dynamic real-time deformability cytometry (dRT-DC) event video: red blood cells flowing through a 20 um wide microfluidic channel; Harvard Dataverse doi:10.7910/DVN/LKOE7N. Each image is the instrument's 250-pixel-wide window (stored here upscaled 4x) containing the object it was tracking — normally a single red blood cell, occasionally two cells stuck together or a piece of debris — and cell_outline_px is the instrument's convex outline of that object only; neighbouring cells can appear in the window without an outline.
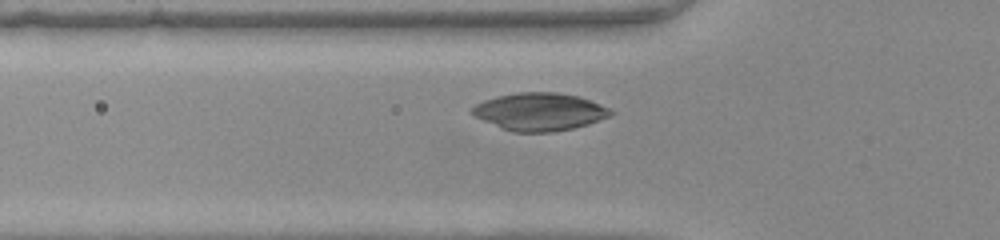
{"species": "common noctule bat (a hibernating species)", "species_latin": "Nyctalus noctula", "temperature_condition": "warm", "stored_images_in_passage": 36, "camera_frame_rate_fps": 3000, "um_per_image_px": 0.085, "animal": {"sex": "female", "body_mass_g": 22.0, "forearm_length_mm": 56.7}, "frame": {"image": 1, "passage_image": 7, "time_ms": 2.0, "image_size_px": [1000, 240], "cell_outline_px": [[616, 112], [612, 116], [588, 124], [572, 128], [552, 132], [516, 132], [504, 128], [472, 116], [468, 112], [468, 108], [484, 100], [496, 96], [516, 92], [556, 92], [580, 96], [600, 104]], "centroid_in_image_um": [45.85, 9.48], "position_along_channel_um": 79.9, "area_um2": 30.63}}
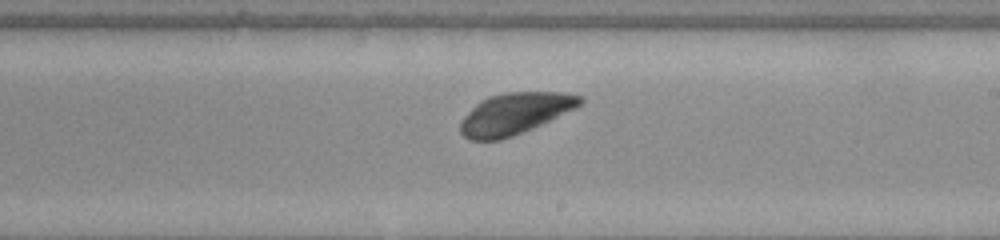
{"frame": {"image": 2, "passage_image": 19, "time_ms": 6.0, "image_size_px": [1000, 240], "cell_outline_px": [[584, 100], [576, 108], [532, 128], [512, 136], [500, 140], [468, 140], [460, 132], [460, 120], [480, 100], [488, 96], [504, 92], [564, 92], [580, 96]], "centroid_in_image_um": [43.73, 9.65], "position_along_channel_um": 245.3, "area_um2": 28.78}}
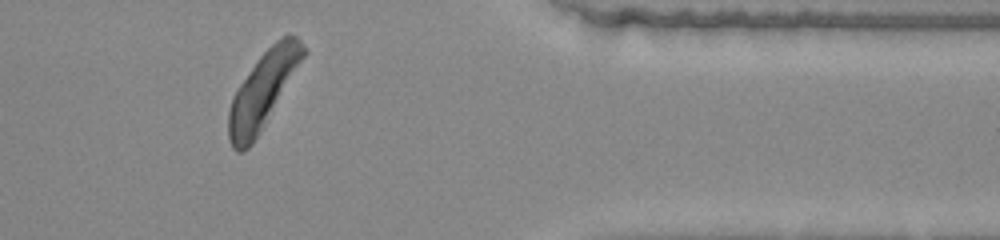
{"frame": {"image": 3, "passage_image": 31, "time_ms": 10.0, "image_size_px": [1000, 240], "cell_outline_px": [[308, 52], [252, 144], [248, 148], [240, 152], [236, 152], [232, 148], [228, 136], [228, 112], [232, 96], [240, 84], [260, 56], [276, 40], [284, 36], [296, 36], [308, 48]], "centroid_in_image_um": [22.35, 7.67], "position_along_channel_um": 389.0, "area_um2": 32.54}}